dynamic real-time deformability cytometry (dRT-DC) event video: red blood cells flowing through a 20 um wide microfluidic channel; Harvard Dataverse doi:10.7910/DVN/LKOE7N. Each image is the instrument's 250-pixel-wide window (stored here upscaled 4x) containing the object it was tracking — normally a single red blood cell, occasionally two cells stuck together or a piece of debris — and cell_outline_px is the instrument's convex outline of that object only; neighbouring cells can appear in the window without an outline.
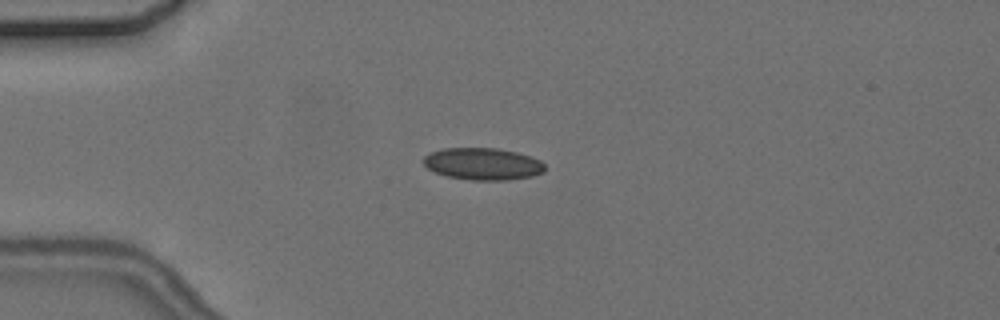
{"species": "common noctule bat (a hibernating species)", "species_latin": "Nyctalus noctula", "temperature_condition": "cold", "stored_images_in_passage": 2, "camera_frame_rate_fps": 3000, "um_per_image_px": 0.085, "animal": {"sex": "female", "body_mass_g": 24.6, "forearm_length_mm": 56.2}, "frame": {"image": 1, "passage_image": 2, "time_ms": 1.333, "image_size_px": [1000, 320], "cell_outline_px": [[544, 172], [532, 176], [508, 180], [472, 180], [448, 176], [436, 172], [428, 168], [420, 160], [424, 156], [432, 152], [444, 148], [496, 148], [516, 152], [532, 156], [540, 160], [544, 164]], "centroid_in_image_um": [41.05, 13.93], "position_along_channel_um": 44.0, "area_um2": 22.66}}